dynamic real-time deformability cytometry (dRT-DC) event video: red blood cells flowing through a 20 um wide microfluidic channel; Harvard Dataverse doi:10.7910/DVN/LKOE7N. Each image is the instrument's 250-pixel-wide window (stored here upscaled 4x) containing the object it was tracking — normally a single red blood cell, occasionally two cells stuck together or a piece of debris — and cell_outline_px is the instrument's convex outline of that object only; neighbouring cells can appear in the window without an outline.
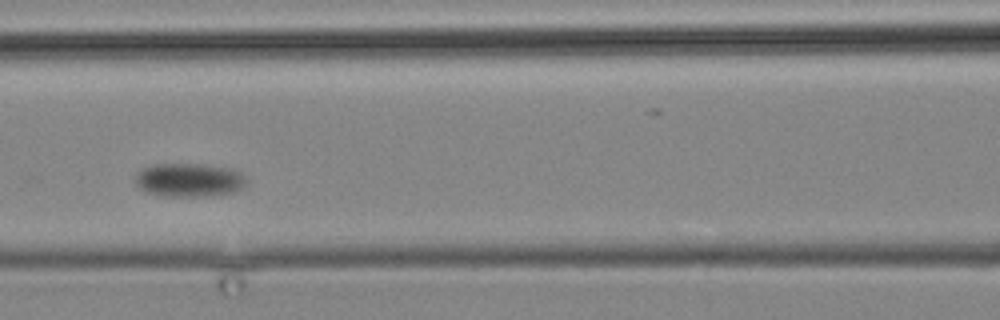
{"species": "common noctule bat (a hibernating species)", "species_latin": "Nyctalus noctula", "temperature_condition": "cold", "stored_images_in_passage": 9, "camera_frame_rate_fps": 3000, "um_per_image_px": 0.085, "animal": {"sex": "male", "body_mass_g": 19.2, "forearm_length_mm": 51.8}, "frame": {"image": 1, "passage_image": 8, "time_ms": 8.333, "image_size_px": [1000, 320], "cell_outline_px": [[244, 184], [240, 188], [232, 192], [208, 196], [164, 196], [148, 192], [140, 188], [136, 184], [136, 172], [152, 164], [200, 164], [228, 168], [240, 172], [244, 176]], "centroid_in_image_um": [16.03, 15.29], "position_along_channel_um": 150.6, "area_um2": 21.44}}
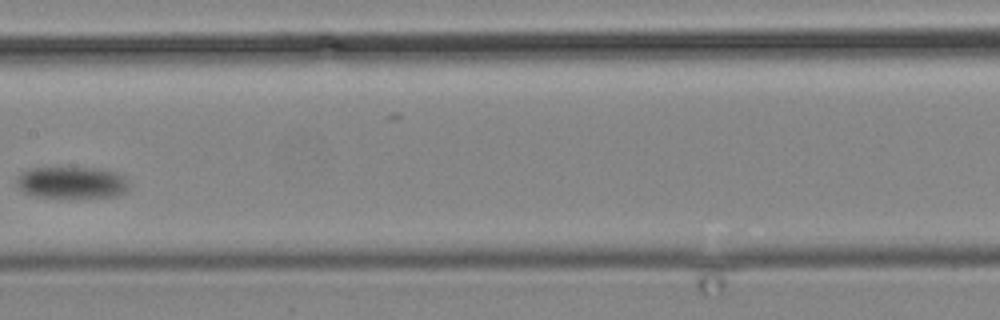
{"frame": {"image": 2, "passage_image": 9, "time_ms": 10.333, "image_size_px": [1000, 320], "cell_outline_px": [[128, 192], [116, 196], [36, 196], [24, 192], [16, 188], [16, 176], [32, 168], [96, 168], [116, 172], [124, 176], [128, 180]], "centroid_in_image_um": [6.11, 15.5], "position_along_channel_um": 201.3, "area_um2": 20.58}}